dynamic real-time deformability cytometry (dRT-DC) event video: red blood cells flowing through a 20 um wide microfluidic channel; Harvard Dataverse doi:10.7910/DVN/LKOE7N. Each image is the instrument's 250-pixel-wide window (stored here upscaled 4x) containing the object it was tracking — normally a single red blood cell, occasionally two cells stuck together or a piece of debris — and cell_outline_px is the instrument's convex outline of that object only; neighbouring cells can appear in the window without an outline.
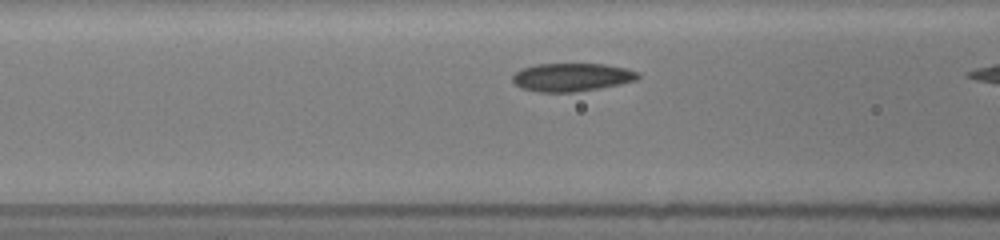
{"species": "common noctule bat (a hibernating species)", "species_latin": "Nyctalus noctula", "temperature_condition": "room temperature", "stored_images_in_passage": 7, "camera_frame_rate_fps": 3000, "um_per_image_px": 0.085, "animal": {"sex": "female", "body_mass_g": 19.5, "forearm_length_mm": 54.1}, "frame": {"image": 1, "passage_image": 4, "time_ms": 1.0, "image_size_px": [1000, 240], "cell_outline_px": [[640, 76], [636, 80], [620, 84], [600, 88], [576, 92], [540, 92], [520, 88], [512, 80], [512, 76], [520, 68], [536, 64], [604, 64], [624, 68], [640, 72]], "centroid_in_image_um": [48.59, 6.56], "position_along_channel_um": 118.0, "area_um2": 20.69}}